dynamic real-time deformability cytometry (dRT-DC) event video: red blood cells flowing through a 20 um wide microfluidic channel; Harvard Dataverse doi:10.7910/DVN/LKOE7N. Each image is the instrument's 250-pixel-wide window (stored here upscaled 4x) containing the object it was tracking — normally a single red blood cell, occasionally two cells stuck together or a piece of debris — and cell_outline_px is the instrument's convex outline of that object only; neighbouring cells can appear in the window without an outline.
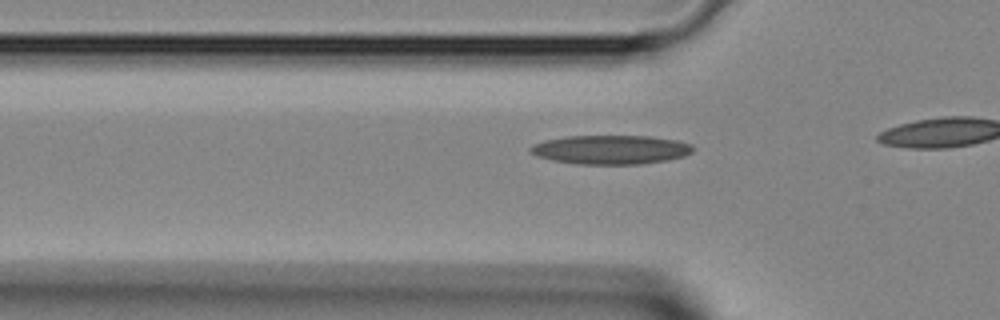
{"species": "Egyptian fruit bat (a non-hibernating species)", "species_latin": "Rousettus aegyptiacus", "temperature_condition": "room temperature", "stored_images_in_passage": 15, "camera_frame_rate_fps": 3000, "um_per_image_px": 0.085, "animal": {"sex": "female"}, "frame": {"image": 1, "passage_image": 11, "time_ms": 3.333, "image_size_px": [1000, 320], "cell_outline_px": [[692, 152], [684, 156], [668, 160], [640, 164], [580, 164], [552, 160], [536, 156], [528, 152], [528, 148], [532, 144], [544, 140], [568, 136], [648, 136], [676, 140], [692, 144]], "centroid_in_image_um": [51.87, 12.72], "position_along_channel_um": 73.9, "area_um2": 27.57}}
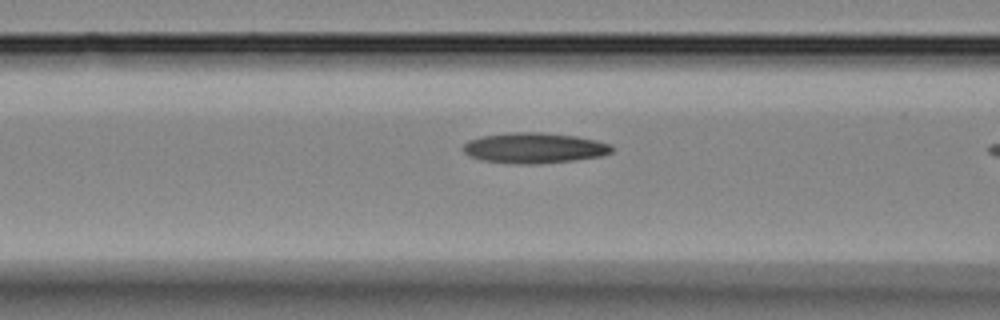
{"frame": {"image": 2, "passage_image": 14, "time_ms": 4.333, "image_size_px": [1000, 320], "cell_outline_px": [[616, 148], [612, 152], [600, 156], [572, 160], [540, 164], [512, 164], [480, 160], [468, 156], [460, 148], [468, 140], [480, 136], [508, 132], [540, 132], [576, 136], [596, 140], [612, 144]], "centroid_in_image_um": [45.37, 12.58], "position_along_channel_um": 121.2, "area_um2": 26.88}}